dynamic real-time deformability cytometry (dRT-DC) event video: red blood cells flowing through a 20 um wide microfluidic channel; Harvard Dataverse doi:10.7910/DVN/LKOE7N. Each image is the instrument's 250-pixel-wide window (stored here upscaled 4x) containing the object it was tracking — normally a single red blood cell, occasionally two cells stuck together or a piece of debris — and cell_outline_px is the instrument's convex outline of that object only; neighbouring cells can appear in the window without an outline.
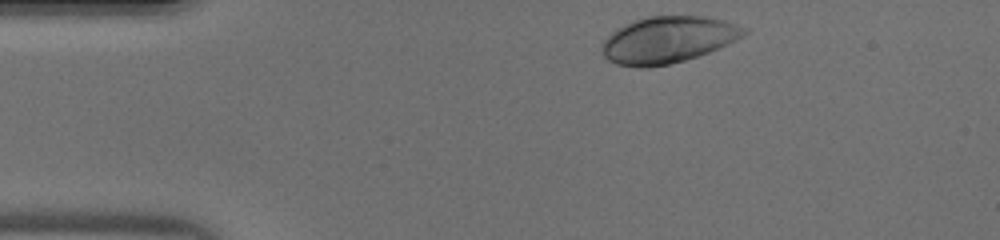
{"species": "human", "species_latin": "Homo sapiens", "temperature_condition": "warm", "stored_images_in_passage": 30, "camera_frame_rate_fps": 3000, "um_per_image_px": 0.085, "donor": {"sex": "male"}, "frame": {"image": 1, "passage_image": 1, "time_ms": 0.0, "image_size_px": [1000, 240], "cell_outline_px": [[748, 32], [744, 36], [720, 48], [684, 60], [668, 64], [648, 68], [636, 68], [616, 64], [608, 60], [600, 52], [600, 44], [616, 28], [632, 20], [648, 16], [704, 16], [724, 20], [748, 28]], "centroid_in_image_um": [56.74, 3.38], "position_along_channel_um": 28.3, "area_um2": 39.02}}
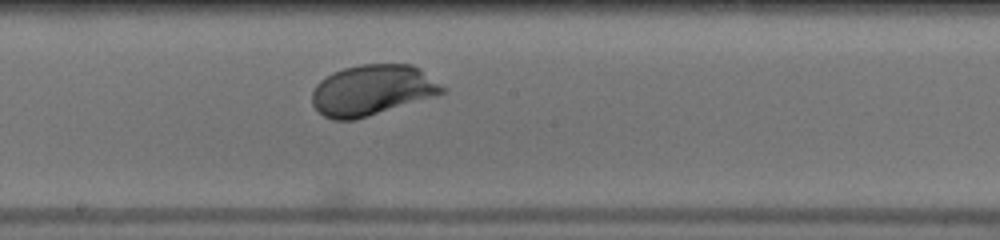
{"frame": {"image": 2, "passage_image": 18, "time_ms": 5.667, "image_size_px": [1000, 240], "cell_outline_px": [[448, 88], [444, 92], [436, 96], [356, 120], [332, 120], [324, 116], [312, 104], [312, 92], [316, 84], [320, 80], [332, 72], [344, 68], [360, 64], [412, 64], [420, 68]], "centroid_in_image_um": [31.66, 7.66], "position_along_channel_um": 216.5, "area_um2": 38.78}}
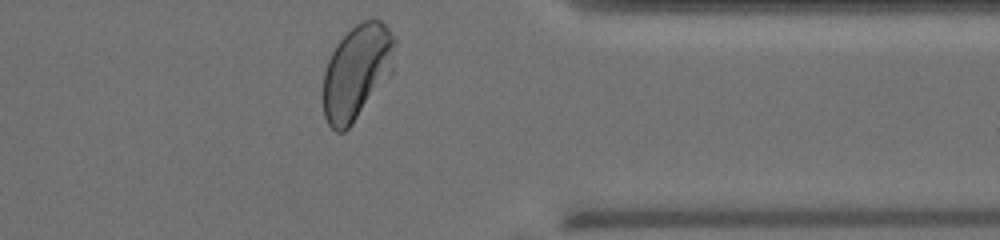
{"frame": {"image": 3, "passage_image": 30, "time_ms": 9.667, "image_size_px": [1000, 240], "cell_outline_px": [[396, 44], [392, 72], [352, 124], [344, 132], [336, 132], [328, 124], [324, 116], [324, 72], [328, 60], [336, 44], [356, 24], [364, 20], [380, 20], [396, 36]], "centroid_in_image_um": [30.35, 6.1], "position_along_channel_um": 381.1, "area_um2": 39.25}}